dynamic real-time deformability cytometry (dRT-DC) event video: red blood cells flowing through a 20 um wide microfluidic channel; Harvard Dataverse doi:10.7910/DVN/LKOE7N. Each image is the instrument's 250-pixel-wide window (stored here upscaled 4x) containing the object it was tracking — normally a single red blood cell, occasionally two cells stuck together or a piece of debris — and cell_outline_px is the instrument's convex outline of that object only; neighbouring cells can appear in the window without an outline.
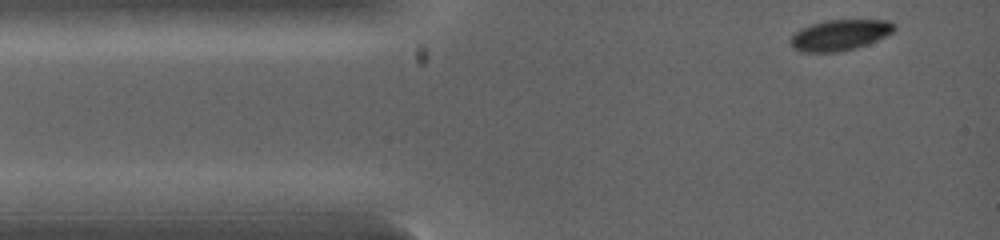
{"species": "common noctule bat (a hibernating species)", "species_latin": "Nyctalus noctula", "temperature_condition": "warm", "stored_images_in_passage": 10, "camera_frame_rate_fps": 5000, "um_per_image_px": 0.085, "animal": {"sex": "female", "body_mass_g": 19.0, "forearm_length_mm": 53.3}, "frame": {"image": 1, "passage_image": 1, "time_ms": 0.0, "image_size_px": [1000, 240], "cell_outline_px": [[896, 28], [892, 32], [876, 40], [856, 48], [840, 52], [800, 52], [792, 48], [788, 40], [796, 32], [812, 24], [832, 20], [888, 20], [896, 24]], "centroid_in_image_um": [71.38, 2.99], "position_along_channel_um": 13.6, "area_um2": 18.5}}
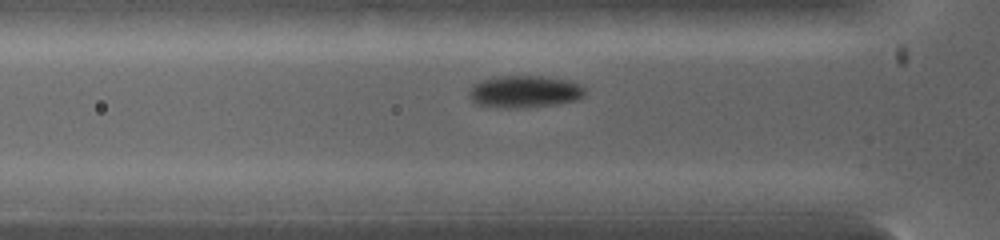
{"frame": {"image": 2, "passage_image": 7, "time_ms": 2.0, "image_size_px": [1000, 240], "cell_outline_px": [[584, 96], [580, 100], [556, 104], [528, 108], [496, 108], [476, 104], [468, 96], [468, 92], [476, 84], [484, 80], [500, 76], [544, 76], [568, 80], [584, 88]], "centroid_in_image_um": [44.6, 7.81], "position_along_channel_um": 81.2, "area_um2": 21.79}}
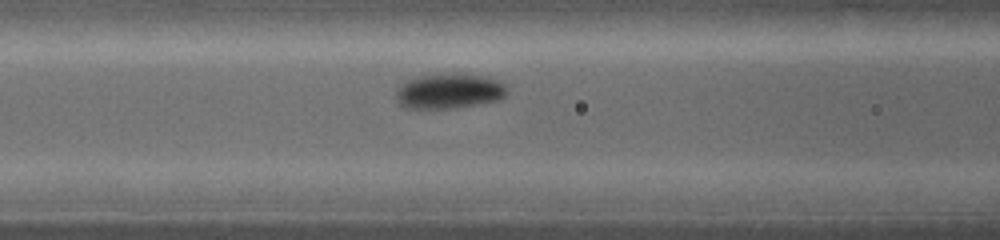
{"frame": {"image": 3, "passage_image": 9, "time_ms": 2.8, "image_size_px": [1000, 240], "cell_outline_px": [[508, 92], [504, 96], [496, 100], [456, 108], [408, 108], [400, 104], [396, 96], [400, 88], [408, 80], [416, 76], [440, 72], [456, 72], [480, 76], [496, 80], [504, 84], [508, 88]], "centroid_in_image_um": [38.19, 7.71], "position_along_channel_um": 128.4, "area_um2": 22.66}}